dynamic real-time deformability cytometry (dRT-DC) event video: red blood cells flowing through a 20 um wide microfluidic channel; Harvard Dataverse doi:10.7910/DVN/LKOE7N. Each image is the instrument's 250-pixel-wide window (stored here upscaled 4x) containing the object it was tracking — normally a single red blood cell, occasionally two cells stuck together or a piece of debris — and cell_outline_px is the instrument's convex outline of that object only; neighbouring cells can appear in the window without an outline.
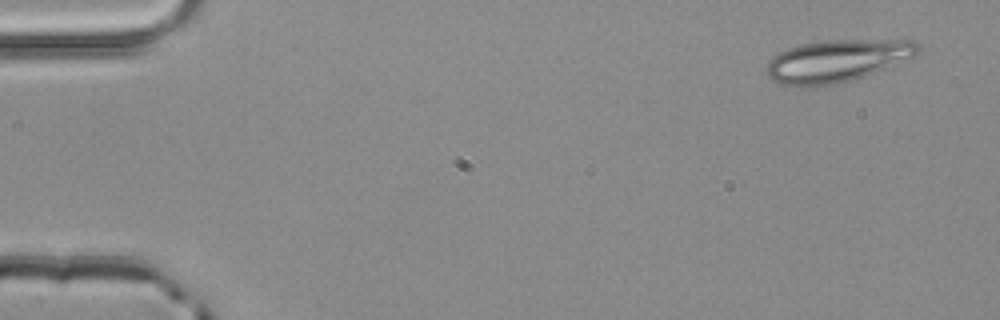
{"species": "common noctule bat (a hibernating species)", "species_latin": "Nyctalus noctula", "temperature_condition": "room temperature", "stored_images_in_passage": 4, "camera_frame_rate_fps": 3000, "um_per_image_px": 0.085, "animal": {"sex": "male", "body_mass_g": 20.4}, "frame": {"image": 1, "passage_image": 1, "time_ms": 0.0, "image_size_px": [1000, 320], "cell_outline_px": [[920, 48], [912, 56], [864, 76], [852, 80], [836, 84], [780, 84], [772, 80], [764, 72], [764, 68], [768, 60], [772, 56], [788, 48], [800, 44], [824, 40], [912, 40], [920, 44]], "centroid_in_image_um": [71.07, 5.14], "position_along_channel_um": 13.9, "area_um2": 36.59}}